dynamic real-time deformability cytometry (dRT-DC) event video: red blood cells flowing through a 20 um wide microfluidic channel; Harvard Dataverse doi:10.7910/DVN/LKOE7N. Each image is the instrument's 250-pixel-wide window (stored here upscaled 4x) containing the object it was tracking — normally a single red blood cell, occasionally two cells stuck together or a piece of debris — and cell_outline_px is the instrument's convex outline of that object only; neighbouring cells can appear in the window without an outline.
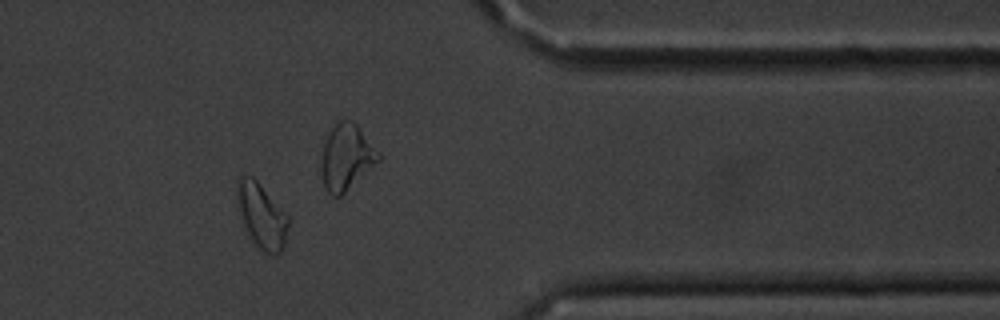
{"species": "common noctule bat (a hibernating species)", "species_latin": "Nyctalus noctula", "temperature_condition": "cold", "stored_images_in_passage": 15, "camera_frame_rate_fps": 3000, "um_per_image_px": 0.085, "animal": {"sex": "male", "body_mass_g": 20.1, "forearm_length_mm": 53.5}, "frame": {"image": 1, "passage_image": 13, "time_ms": 14.667, "image_size_px": [1000, 320], "cell_outline_px": [[288, 224], [284, 248], [276, 256], [252, 244], [236, 208], [236, 180], [240, 176], [252, 176], [260, 184], [288, 216]], "centroid_in_image_um": [22.19, 18.34], "position_along_channel_um": 389.2, "area_um2": 19.59}, "authors_computed_cell_mechanics": {"area_um2": 16.5886, "velocity_mm_per_s": 3.6076, "shape_relaxation_time_tau1_ms": 2.4482, "shape_relaxation_time_tau2_ms": 4.7525, "deformation_change_tau1": 0.0852, "deformation_change_tau2": 0.1066}}